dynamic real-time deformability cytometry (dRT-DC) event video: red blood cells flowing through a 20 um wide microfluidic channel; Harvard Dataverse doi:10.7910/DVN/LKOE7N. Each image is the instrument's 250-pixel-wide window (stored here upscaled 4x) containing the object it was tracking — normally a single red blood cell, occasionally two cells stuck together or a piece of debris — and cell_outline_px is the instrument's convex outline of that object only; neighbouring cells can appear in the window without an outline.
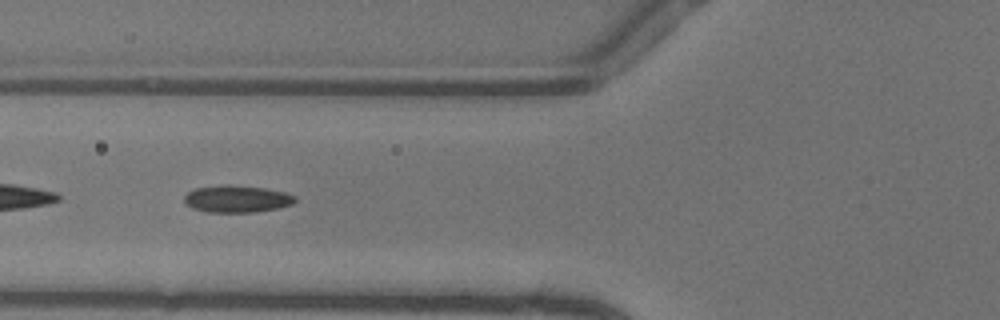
{"species": "common noctule bat (a hibernating species)", "species_latin": "Nyctalus noctula", "temperature_condition": "warm", "stored_images_in_passage": 38, "camera_frame_rate_fps": 3000, "um_per_image_px": 0.085, "animal": {"sex": "female"}, "frame": {"image": 1, "passage_image": 7, "time_ms": 2.0, "image_size_px": [1000, 320], "cell_outline_px": [[296, 200], [292, 204], [280, 208], [256, 212], [204, 212], [192, 208], [184, 204], [184, 196], [188, 192], [196, 188], [224, 184], [232, 184], [264, 188], [284, 192], [296, 196]], "centroid_in_image_um": [20.12, 16.91], "position_along_channel_um": 105.7, "area_um2": 17.74}}
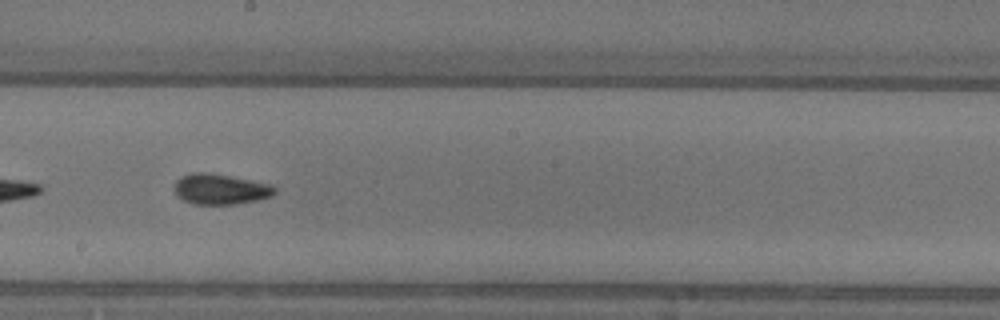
{"frame": {"image": 2, "passage_image": 16, "time_ms": 5.0, "image_size_px": [1000, 320], "cell_outline_px": [[276, 192], [272, 196], [256, 200], [232, 204], [196, 204], [184, 200], [176, 192], [176, 180], [180, 176], [192, 172], [212, 172], [272, 184], [276, 188]], "centroid_in_image_um": [18.77, 16.05], "position_along_channel_um": 229.4, "area_um2": 17.8}}
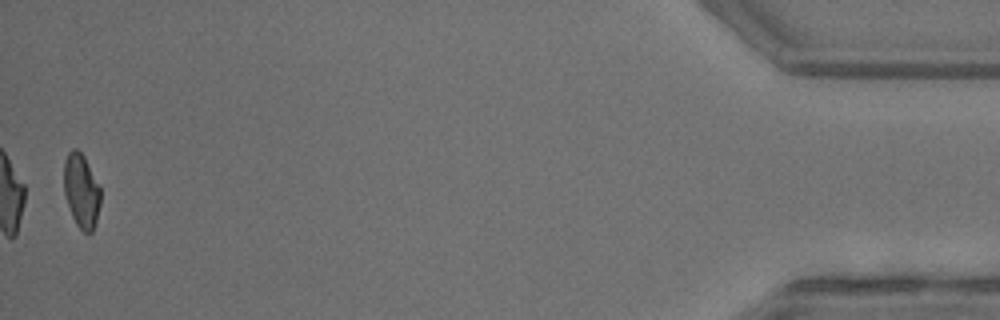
{"frame": {"image": 3, "passage_image": 37, "time_ms": 12.0, "image_size_px": [1000, 320], "cell_outline_px": [[100, 204], [96, 224], [92, 232], [84, 232], [76, 224], [72, 216], [64, 192], [64, 160], [68, 152], [72, 148], [76, 148], [84, 156], [100, 188]], "centroid_in_image_um": [6.91, 16.21], "position_along_channel_um": 428.3, "area_um2": 15.72}, "authors_computed_cell_mechanics": {"area_um2": 17.0799, "velocity_mm_per_s": 4.1197, "shape_relaxation_time_tau1_ms": null, "shape_relaxation_time_tau2_ms": 1.4969, "deformation_change_tau1": null, "deformation_change_tau2": 0.0867}}